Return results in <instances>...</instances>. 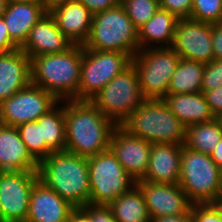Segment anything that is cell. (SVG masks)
Segmentation results:
<instances>
[{"label": "cell", "mask_w": 222, "mask_h": 222, "mask_svg": "<svg viewBox=\"0 0 222 222\" xmlns=\"http://www.w3.org/2000/svg\"><path fill=\"white\" fill-rule=\"evenodd\" d=\"M117 125L90 101L68 100L65 104V150L90 157L109 149Z\"/></svg>", "instance_id": "6da1fadb"}, {"label": "cell", "mask_w": 222, "mask_h": 222, "mask_svg": "<svg viewBox=\"0 0 222 222\" xmlns=\"http://www.w3.org/2000/svg\"><path fill=\"white\" fill-rule=\"evenodd\" d=\"M38 178L75 208L89 204L90 185L87 157L68 151L50 153L38 164Z\"/></svg>", "instance_id": "7a4b0ae2"}, {"label": "cell", "mask_w": 222, "mask_h": 222, "mask_svg": "<svg viewBox=\"0 0 222 222\" xmlns=\"http://www.w3.org/2000/svg\"><path fill=\"white\" fill-rule=\"evenodd\" d=\"M82 58L83 45L79 44L63 53L32 57L31 83L48 91L60 102L76 100Z\"/></svg>", "instance_id": "3957f363"}, {"label": "cell", "mask_w": 222, "mask_h": 222, "mask_svg": "<svg viewBox=\"0 0 222 222\" xmlns=\"http://www.w3.org/2000/svg\"><path fill=\"white\" fill-rule=\"evenodd\" d=\"M120 126L149 143L184 145L185 142L186 127L163 99H146Z\"/></svg>", "instance_id": "277c9868"}, {"label": "cell", "mask_w": 222, "mask_h": 222, "mask_svg": "<svg viewBox=\"0 0 222 222\" xmlns=\"http://www.w3.org/2000/svg\"><path fill=\"white\" fill-rule=\"evenodd\" d=\"M83 46L99 51L124 52L133 58L140 50L139 31L120 4L93 14L91 32Z\"/></svg>", "instance_id": "5b68a950"}, {"label": "cell", "mask_w": 222, "mask_h": 222, "mask_svg": "<svg viewBox=\"0 0 222 222\" xmlns=\"http://www.w3.org/2000/svg\"><path fill=\"white\" fill-rule=\"evenodd\" d=\"M178 184L191 204H215L222 187V170L209 154L183 145Z\"/></svg>", "instance_id": "8992f818"}, {"label": "cell", "mask_w": 222, "mask_h": 222, "mask_svg": "<svg viewBox=\"0 0 222 222\" xmlns=\"http://www.w3.org/2000/svg\"><path fill=\"white\" fill-rule=\"evenodd\" d=\"M146 99L139 87L136 68L131 64L110 80L90 102L120 126Z\"/></svg>", "instance_id": "52a82bcc"}, {"label": "cell", "mask_w": 222, "mask_h": 222, "mask_svg": "<svg viewBox=\"0 0 222 222\" xmlns=\"http://www.w3.org/2000/svg\"><path fill=\"white\" fill-rule=\"evenodd\" d=\"M87 160L90 185L89 204L109 205L136 185L135 180L127 174L110 149L90 156Z\"/></svg>", "instance_id": "ba28073f"}, {"label": "cell", "mask_w": 222, "mask_h": 222, "mask_svg": "<svg viewBox=\"0 0 222 222\" xmlns=\"http://www.w3.org/2000/svg\"><path fill=\"white\" fill-rule=\"evenodd\" d=\"M180 56L170 48L139 50L132 58L136 68L139 87L147 99H163L168 94V86Z\"/></svg>", "instance_id": "9c48e42d"}, {"label": "cell", "mask_w": 222, "mask_h": 222, "mask_svg": "<svg viewBox=\"0 0 222 222\" xmlns=\"http://www.w3.org/2000/svg\"><path fill=\"white\" fill-rule=\"evenodd\" d=\"M132 58L118 51H99L83 46L80 81L76 100L90 101L110 80L122 73Z\"/></svg>", "instance_id": "30bf717a"}, {"label": "cell", "mask_w": 222, "mask_h": 222, "mask_svg": "<svg viewBox=\"0 0 222 222\" xmlns=\"http://www.w3.org/2000/svg\"><path fill=\"white\" fill-rule=\"evenodd\" d=\"M58 103L60 102L54 95L30 83L0 103V124L17 127L37 121Z\"/></svg>", "instance_id": "8fae6325"}, {"label": "cell", "mask_w": 222, "mask_h": 222, "mask_svg": "<svg viewBox=\"0 0 222 222\" xmlns=\"http://www.w3.org/2000/svg\"><path fill=\"white\" fill-rule=\"evenodd\" d=\"M37 171L0 172V208L4 222H25Z\"/></svg>", "instance_id": "7c38bea8"}, {"label": "cell", "mask_w": 222, "mask_h": 222, "mask_svg": "<svg viewBox=\"0 0 222 222\" xmlns=\"http://www.w3.org/2000/svg\"><path fill=\"white\" fill-rule=\"evenodd\" d=\"M171 48L180 58L210 63L214 60L211 24L179 19Z\"/></svg>", "instance_id": "4fadbf2b"}, {"label": "cell", "mask_w": 222, "mask_h": 222, "mask_svg": "<svg viewBox=\"0 0 222 222\" xmlns=\"http://www.w3.org/2000/svg\"><path fill=\"white\" fill-rule=\"evenodd\" d=\"M109 149L135 182L143 179L149 163L151 143L117 126L112 133Z\"/></svg>", "instance_id": "5bb4252c"}, {"label": "cell", "mask_w": 222, "mask_h": 222, "mask_svg": "<svg viewBox=\"0 0 222 222\" xmlns=\"http://www.w3.org/2000/svg\"><path fill=\"white\" fill-rule=\"evenodd\" d=\"M150 218L185 214L191 203L179 184L155 183L139 180Z\"/></svg>", "instance_id": "9a60e30c"}, {"label": "cell", "mask_w": 222, "mask_h": 222, "mask_svg": "<svg viewBox=\"0 0 222 222\" xmlns=\"http://www.w3.org/2000/svg\"><path fill=\"white\" fill-rule=\"evenodd\" d=\"M74 45L58 28L47 12L30 30L20 48L30 59L38 55L63 53Z\"/></svg>", "instance_id": "2e32d148"}, {"label": "cell", "mask_w": 222, "mask_h": 222, "mask_svg": "<svg viewBox=\"0 0 222 222\" xmlns=\"http://www.w3.org/2000/svg\"><path fill=\"white\" fill-rule=\"evenodd\" d=\"M74 209L69 202L38 180L32 188L25 222H67Z\"/></svg>", "instance_id": "e0dca14e"}, {"label": "cell", "mask_w": 222, "mask_h": 222, "mask_svg": "<svg viewBox=\"0 0 222 222\" xmlns=\"http://www.w3.org/2000/svg\"><path fill=\"white\" fill-rule=\"evenodd\" d=\"M57 28L74 44L83 45L89 38L93 13L80 1L60 4L48 11Z\"/></svg>", "instance_id": "ac0fdd59"}, {"label": "cell", "mask_w": 222, "mask_h": 222, "mask_svg": "<svg viewBox=\"0 0 222 222\" xmlns=\"http://www.w3.org/2000/svg\"><path fill=\"white\" fill-rule=\"evenodd\" d=\"M183 145L151 143L147 171L142 181L178 184Z\"/></svg>", "instance_id": "d6986e66"}, {"label": "cell", "mask_w": 222, "mask_h": 222, "mask_svg": "<svg viewBox=\"0 0 222 222\" xmlns=\"http://www.w3.org/2000/svg\"><path fill=\"white\" fill-rule=\"evenodd\" d=\"M31 83V59L20 49L0 54V103Z\"/></svg>", "instance_id": "ffe728a7"}, {"label": "cell", "mask_w": 222, "mask_h": 222, "mask_svg": "<svg viewBox=\"0 0 222 222\" xmlns=\"http://www.w3.org/2000/svg\"><path fill=\"white\" fill-rule=\"evenodd\" d=\"M38 164L27 150L17 127L0 124V172L37 171Z\"/></svg>", "instance_id": "44dd1931"}, {"label": "cell", "mask_w": 222, "mask_h": 222, "mask_svg": "<svg viewBox=\"0 0 222 222\" xmlns=\"http://www.w3.org/2000/svg\"><path fill=\"white\" fill-rule=\"evenodd\" d=\"M44 4L8 2L3 13L11 41L21 48L32 27L47 13Z\"/></svg>", "instance_id": "7402d4cb"}, {"label": "cell", "mask_w": 222, "mask_h": 222, "mask_svg": "<svg viewBox=\"0 0 222 222\" xmlns=\"http://www.w3.org/2000/svg\"><path fill=\"white\" fill-rule=\"evenodd\" d=\"M163 101L185 127L215 119L202 92L167 94Z\"/></svg>", "instance_id": "603a6c76"}, {"label": "cell", "mask_w": 222, "mask_h": 222, "mask_svg": "<svg viewBox=\"0 0 222 222\" xmlns=\"http://www.w3.org/2000/svg\"><path fill=\"white\" fill-rule=\"evenodd\" d=\"M178 20L179 18L176 15L159 8L154 16L138 30L140 50L147 49V46L153 48L150 45L153 42L159 44V46L153 44L155 48H170L174 40ZM165 43L168 45H163Z\"/></svg>", "instance_id": "cb8c5ba5"}, {"label": "cell", "mask_w": 222, "mask_h": 222, "mask_svg": "<svg viewBox=\"0 0 222 222\" xmlns=\"http://www.w3.org/2000/svg\"><path fill=\"white\" fill-rule=\"evenodd\" d=\"M108 206L117 222H151L144 196L137 185Z\"/></svg>", "instance_id": "d4e9b609"}, {"label": "cell", "mask_w": 222, "mask_h": 222, "mask_svg": "<svg viewBox=\"0 0 222 222\" xmlns=\"http://www.w3.org/2000/svg\"><path fill=\"white\" fill-rule=\"evenodd\" d=\"M205 64L180 58L179 64L171 77L168 94L199 93Z\"/></svg>", "instance_id": "484cf974"}, {"label": "cell", "mask_w": 222, "mask_h": 222, "mask_svg": "<svg viewBox=\"0 0 222 222\" xmlns=\"http://www.w3.org/2000/svg\"><path fill=\"white\" fill-rule=\"evenodd\" d=\"M58 105L37 120L41 142H45L53 152L65 151L66 146L65 105Z\"/></svg>", "instance_id": "4316f807"}, {"label": "cell", "mask_w": 222, "mask_h": 222, "mask_svg": "<svg viewBox=\"0 0 222 222\" xmlns=\"http://www.w3.org/2000/svg\"><path fill=\"white\" fill-rule=\"evenodd\" d=\"M222 138L219 122L214 119L186 127L184 145L191 150L209 154Z\"/></svg>", "instance_id": "83f0119b"}, {"label": "cell", "mask_w": 222, "mask_h": 222, "mask_svg": "<svg viewBox=\"0 0 222 222\" xmlns=\"http://www.w3.org/2000/svg\"><path fill=\"white\" fill-rule=\"evenodd\" d=\"M17 129L27 150L38 163L53 152L45 142H41L40 124L37 121L23 123Z\"/></svg>", "instance_id": "f1b7e54d"}, {"label": "cell", "mask_w": 222, "mask_h": 222, "mask_svg": "<svg viewBox=\"0 0 222 222\" xmlns=\"http://www.w3.org/2000/svg\"><path fill=\"white\" fill-rule=\"evenodd\" d=\"M131 22L139 30L160 8L159 0H121Z\"/></svg>", "instance_id": "f546056e"}, {"label": "cell", "mask_w": 222, "mask_h": 222, "mask_svg": "<svg viewBox=\"0 0 222 222\" xmlns=\"http://www.w3.org/2000/svg\"><path fill=\"white\" fill-rule=\"evenodd\" d=\"M189 19L210 24L222 22L221 0H192Z\"/></svg>", "instance_id": "4dcf8cb0"}, {"label": "cell", "mask_w": 222, "mask_h": 222, "mask_svg": "<svg viewBox=\"0 0 222 222\" xmlns=\"http://www.w3.org/2000/svg\"><path fill=\"white\" fill-rule=\"evenodd\" d=\"M222 86V59L212 60L205 64L201 92L214 90Z\"/></svg>", "instance_id": "1f68e13d"}, {"label": "cell", "mask_w": 222, "mask_h": 222, "mask_svg": "<svg viewBox=\"0 0 222 222\" xmlns=\"http://www.w3.org/2000/svg\"><path fill=\"white\" fill-rule=\"evenodd\" d=\"M192 222H222V210L216 204H192Z\"/></svg>", "instance_id": "d6a6232c"}, {"label": "cell", "mask_w": 222, "mask_h": 222, "mask_svg": "<svg viewBox=\"0 0 222 222\" xmlns=\"http://www.w3.org/2000/svg\"><path fill=\"white\" fill-rule=\"evenodd\" d=\"M160 8L176 15L179 19L190 18L192 0H159Z\"/></svg>", "instance_id": "836d02e7"}, {"label": "cell", "mask_w": 222, "mask_h": 222, "mask_svg": "<svg viewBox=\"0 0 222 222\" xmlns=\"http://www.w3.org/2000/svg\"><path fill=\"white\" fill-rule=\"evenodd\" d=\"M82 209L90 216L92 222H117L108 205L88 204Z\"/></svg>", "instance_id": "e575fe53"}, {"label": "cell", "mask_w": 222, "mask_h": 222, "mask_svg": "<svg viewBox=\"0 0 222 222\" xmlns=\"http://www.w3.org/2000/svg\"><path fill=\"white\" fill-rule=\"evenodd\" d=\"M207 103L212 111L213 115L216 117L222 113V86L215 88L211 91H206L204 93Z\"/></svg>", "instance_id": "d590c367"}, {"label": "cell", "mask_w": 222, "mask_h": 222, "mask_svg": "<svg viewBox=\"0 0 222 222\" xmlns=\"http://www.w3.org/2000/svg\"><path fill=\"white\" fill-rule=\"evenodd\" d=\"M18 49L11 41L3 16H0V54H5Z\"/></svg>", "instance_id": "8d00e7d4"}, {"label": "cell", "mask_w": 222, "mask_h": 222, "mask_svg": "<svg viewBox=\"0 0 222 222\" xmlns=\"http://www.w3.org/2000/svg\"><path fill=\"white\" fill-rule=\"evenodd\" d=\"M84 4L93 14L105 11L121 4V0H78Z\"/></svg>", "instance_id": "74e56055"}, {"label": "cell", "mask_w": 222, "mask_h": 222, "mask_svg": "<svg viewBox=\"0 0 222 222\" xmlns=\"http://www.w3.org/2000/svg\"><path fill=\"white\" fill-rule=\"evenodd\" d=\"M214 60L222 59V22L211 24Z\"/></svg>", "instance_id": "f35d334b"}, {"label": "cell", "mask_w": 222, "mask_h": 222, "mask_svg": "<svg viewBox=\"0 0 222 222\" xmlns=\"http://www.w3.org/2000/svg\"><path fill=\"white\" fill-rule=\"evenodd\" d=\"M151 222H192L191 208L185 214L152 218Z\"/></svg>", "instance_id": "ab89813d"}, {"label": "cell", "mask_w": 222, "mask_h": 222, "mask_svg": "<svg viewBox=\"0 0 222 222\" xmlns=\"http://www.w3.org/2000/svg\"><path fill=\"white\" fill-rule=\"evenodd\" d=\"M67 222H92L90 216L82 209V208H75Z\"/></svg>", "instance_id": "60d3db41"}, {"label": "cell", "mask_w": 222, "mask_h": 222, "mask_svg": "<svg viewBox=\"0 0 222 222\" xmlns=\"http://www.w3.org/2000/svg\"><path fill=\"white\" fill-rule=\"evenodd\" d=\"M210 157L218 167L222 168V138L210 153Z\"/></svg>", "instance_id": "b9f144b4"}, {"label": "cell", "mask_w": 222, "mask_h": 222, "mask_svg": "<svg viewBox=\"0 0 222 222\" xmlns=\"http://www.w3.org/2000/svg\"><path fill=\"white\" fill-rule=\"evenodd\" d=\"M71 1H76V0H43V4H44L45 9L47 11H50L51 9H53L54 7L60 4L71 2Z\"/></svg>", "instance_id": "7bdbcfd3"}, {"label": "cell", "mask_w": 222, "mask_h": 222, "mask_svg": "<svg viewBox=\"0 0 222 222\" xmlns=\"http://www.w3.org/2000/svg\"><path fill=\"white\" fill-rule=\"evenodd\" d=\"M7 2H13V3L25 2L33 4H43V0H7Z\"/></svg>", "instance_id": "ee69618b"}, {"label": "cell", "mask_w": 222, "mask_h": 222, "mask_svg": "<svg viewBox=\"0 0 222 222\" xmlns=\"http://www.w3.org/2000/svg\"><path fill=\"white\" fill-rule=\"evenodd\" d=\"M7 0H0V16H3V13L6 10Z\"/></svg>", "instance_id": "f6af8a7d"}, {"label": "cell", "mask_w": 222, "mask_h": 222, "mask_svg": "<svg viewBox=\"0 0 222 222\" xmlns=\"http://www.w3.org/2000/svg\"><path fill=\"white\" fill-rule=\"evenodd\" d=\"M215 119L219 122L221 130H222V113L216 116Z\"/></svg>", "instance_id": "bcb514c9"}, {"label": "cell", "mask_w": 222, "mask_h": 222, "mask_svg": "<svg viewBox=\"0 0 222 222\" xmlns=\"http://www.w3.org/2000/svg\"><path fill=\"white\" fill-rule=\"evenodd\" d=\"M215 204H222V187L220 190L219 197H218L217 201L215 202Z\"/></svg>", "instance_id": "7dc6e473"}, {"label": "cell", "mask_w": 222, "mask_h": 222, "mask_svg": "<svg viewBox=\"0 0 222 222\" xmlns=\"http://www.w3.org/2000/svg\"><path fill=\"white\" fill-rule=\"evenodd\" d=\"M0 222H4V220H3V216H2L1 208H0Z\"/></svg>", "instance_id": "c3c4849f"}, {"label": "cell", "mask_w": 222, "mask_h": 222, "mask_svg": "<svg viewBox=\"0 0 222 222\" xmlns=\"http://www.w3.org/2000/svg\"><path fill=\"white\" fill-rule=\"evenodd\" d=\"M222 210V204H216Z\"/></svg>", "instance_id": "681fc988"}]
</instances>
